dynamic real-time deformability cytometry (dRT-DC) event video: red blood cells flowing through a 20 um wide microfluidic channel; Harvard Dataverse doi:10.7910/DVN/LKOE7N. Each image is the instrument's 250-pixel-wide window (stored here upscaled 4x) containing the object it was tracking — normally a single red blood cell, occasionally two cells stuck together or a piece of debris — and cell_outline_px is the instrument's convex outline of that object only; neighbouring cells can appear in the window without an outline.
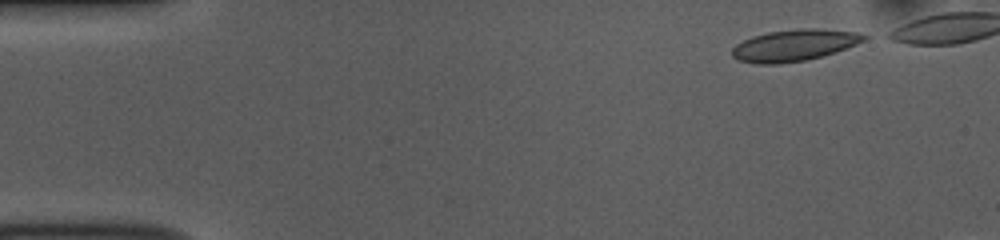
{"species": "common noctule bat (a hibernating species)", "species_latin": "Nyctalus noctula", "temperature_condition": "room temperature", "stored_images_in_passage": 12, "camera_frame_rate_fps": 3000, "um_per_image_px": 0.085, "animal": {"sex": "female", "body_mass_g": 10.0, "forearm_length_mm": 53.1}, "frame": {"image": 1, "passage_image": 1, "time_ms": 0.0, "image_size_px": [1000, 240], "cell_outline_px": [[872, 36], [868, 40], [824, 56], [804, 60], [780, 64], [756, 64], [736, 60], [732, 56], [732, 48], [736, 44], [752, 36], [768, 32], [800, 28], [820, 28], [860, 32]], "centroid_in_image_um": [67.57, 3.84], "position_along_channel_um": 17.4, "area_um2": 24.74}}